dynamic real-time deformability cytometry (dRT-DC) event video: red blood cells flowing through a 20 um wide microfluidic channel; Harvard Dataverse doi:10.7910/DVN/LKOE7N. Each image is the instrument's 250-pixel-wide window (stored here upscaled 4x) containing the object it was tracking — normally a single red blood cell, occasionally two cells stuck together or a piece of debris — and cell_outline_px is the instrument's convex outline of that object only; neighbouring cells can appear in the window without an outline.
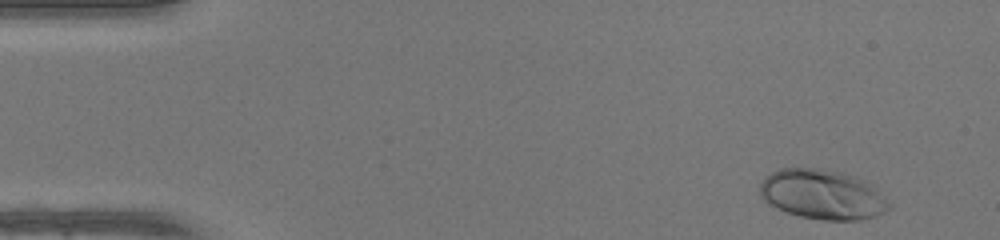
{"species": "human", "species_latin": "Homo sapiens", "temperature_condition": "warm", "stored_images_in_passage": 47, "camera_frame_rate_fps": 3000, "um_per_image_px": 0.085, "donor": {"sex": "female"}, "frame": {"image": 1, "passage_image": 2, "time_ms": 0.333, "image_size_px": [1000, 240], "cell_outline_px": [[892, 204], [884, 212], [876, 216], [860, 220], [824, 220], [800, 216], [784, 212], [764, 200], [760, 196], [760, 184], [764, 176], [780, 168], [816, 168], [840, 172], [856, 176], [872, 184]], "centroid_in_image_um": [69.91, 16.53], "position_along_channel_um": 15.1, "area_um2": 37.63}}
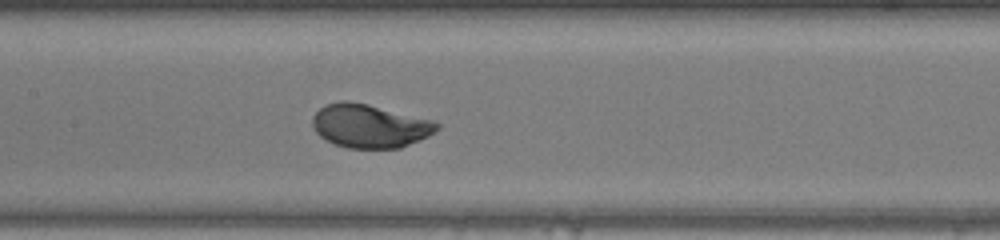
{"frame": {"image": 2, "passage_image": 22, "time_ms": 7.0, "image_size_px": [1000, 240], "cell_outline_px": [[440, 128], [436, 132], [420, 140], [400, 148], [348, 148], [336, 144], [320, 136], [312, 128], [312, 116], [324, 104], [340, 100], [348, 100], [368, 104], [432, 120], [440, 124]], "centroid_in_image_um": [31.42, 10.69], "position_along_channel_um": 176.0, "area_um2": 31.67}}
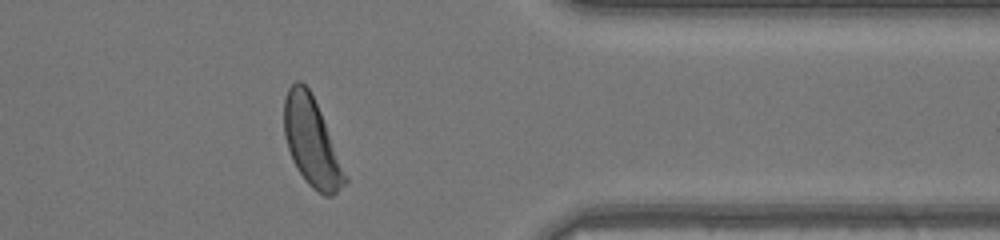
{"frame": {"image": 3, "passage_image": 38, "time_ms": 12.333, "image_size_px": [1000, 240], "cell_outline_px": [[348, 180], [332, 196], [324, 196], [312, 188], [304, 180], [296, 168], [292, 160], [284, 136], [284, 96], [288, 88], [296, 80], [300, 80], [308, 88], [320, 112], [348, 176]], "centroid_in_image_um": [26.47, 12.09], "position_along_channel_um": 384.9, "area_um2": 31.21}, "authors_computed_cell_mechanics": {"area_um2": 31.6166, "velocity_mm_per_s": 4.2012, "shape_relaxation_time_tau1_ms": 1.9954, "shape_relaxation_time_tau2_ms": null, "deformation_change_tau1": 0.1539, "deformation_change_tau2": null}}